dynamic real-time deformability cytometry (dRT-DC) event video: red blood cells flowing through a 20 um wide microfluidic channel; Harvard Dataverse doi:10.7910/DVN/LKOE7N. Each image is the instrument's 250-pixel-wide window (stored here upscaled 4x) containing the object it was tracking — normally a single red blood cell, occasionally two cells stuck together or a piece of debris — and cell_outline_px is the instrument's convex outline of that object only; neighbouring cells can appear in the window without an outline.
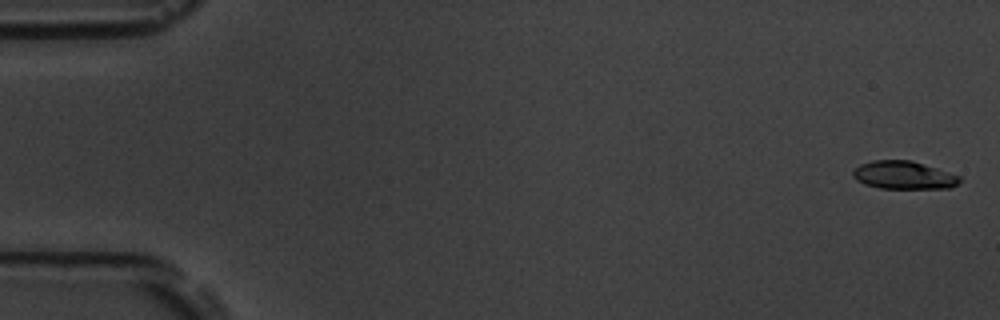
{"species": "common noctule bat (a hibernating species)", "species_latin": "Nyctalus noctula", "temperature_condition": "room temperature", "stored_images_in_passage": 55, "camera_frame_rate_fps": 3000, "um_per_image_px": 0.085, "animal": {"sex": "male", "body_mass_g": 19.5, "forearm_length_mm": 54.6}, "frame": {"image": 1, "passage_image": 2, "time_ms": 0.333, "image_size_px": [1000, 320], "cell_outline_px": [[960, 180], [952, 188], [880, 188], [864, 184], [856, 180], [852, 176], [852, 172], [860, 164], [872, 160], [912, 160], [960, 176]], "centroid_in_image_um": [76.78, 14.88], "position_along_channel_um": 8.2, "area_um2": 17.34}}
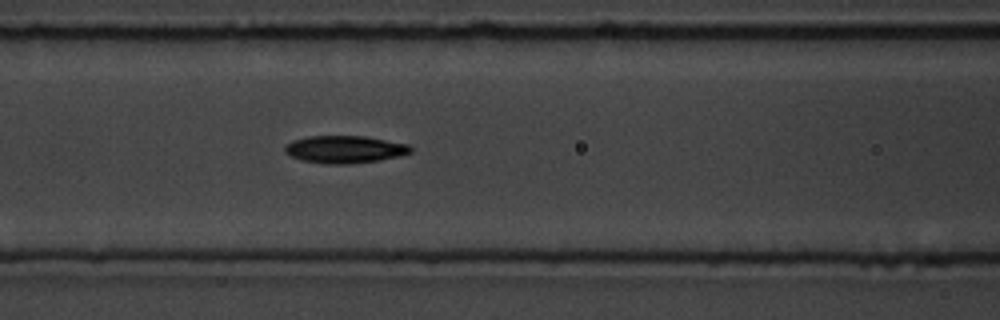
{"frame": {"image": 2, "passage_image": 24, "time_ms": 7.667, "image_size_px": [1000, 320], "cell_outline_px": [[412, 152], [400, 156], [380, 160], [348, 164], [324, 164], [300, 160], [284, 152], [284, 148], [292, 140], [308, 136], [364, 136], [408, 144], [412, 148]], "centroid_in_image_um": [29.3, 12.7], "position_along_channel_um": 137.3, "area_um2": 20.17}}
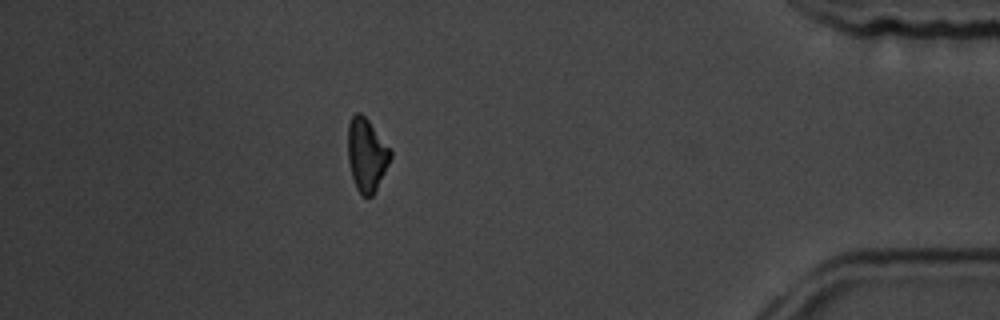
{"frame": {"image": 3, "passage_image": 49, "time_ms": 16.0, "image_size_px": [1000, 320], "cell_outline_px": [[392, 156], [372, 196], [364, 196], [356, 188], [352, 176], [348, 160], [348, 124], [352, 116], [356, 112], [360, 112], [368, 120], [392, 152]], "centroid_in_image_um": [31.14, 13.13], "position_along_channel_um": 404.1, "area_um2": 17.69}, "authors_computed_cell_mechanics": {"area_um2": 18.785, "velocity_mm_per_s": 3.7484, "shape_relaxation_time_tau1_ms": 3.0792, "shape_relaxation_time_tau2_ms": null, "deformation_change_tau1": 0.1383, "deformation_change_tau2": null}}